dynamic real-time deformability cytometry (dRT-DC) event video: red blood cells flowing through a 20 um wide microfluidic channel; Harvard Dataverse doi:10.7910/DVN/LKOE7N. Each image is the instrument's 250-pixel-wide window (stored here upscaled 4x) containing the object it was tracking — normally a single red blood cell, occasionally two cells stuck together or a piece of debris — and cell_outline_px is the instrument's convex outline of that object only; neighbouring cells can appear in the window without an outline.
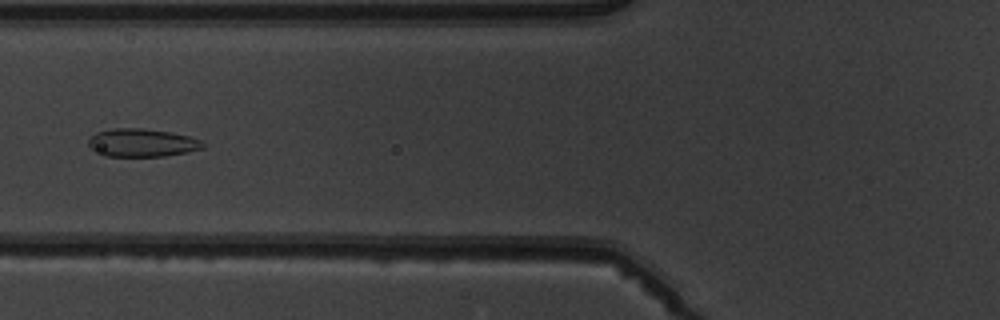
{"species": "common noctule bat (a hibernating species)", "species_latin": "Nyctalus noctula", "temperature_condition": "warm", "stored_images_in_passage": 5, "camera_frame_rate_fps": 3000, "um_per_image_px": 0.085, "animal": {"sex": "male", "body_mass_g": 19.5, "forearm_length_mm": 54.6}, "frame": {"image": 1, "passage_image": 5, "time_ms": 4.667, "image_size_px": [1000, 320], "cell_outline_px": [[204, 148], [188, 152], [164, 156], [104, 156], [88, 148], [88, 140], [96, 132], [112, 128], [144, 128], [172, 132], [192, 136], [200, 140], [204, 144]], "centroid_in_image_um": [12.06, 12.13], "position_along_channel_um": 113.7, "area_um2": 19.02}}